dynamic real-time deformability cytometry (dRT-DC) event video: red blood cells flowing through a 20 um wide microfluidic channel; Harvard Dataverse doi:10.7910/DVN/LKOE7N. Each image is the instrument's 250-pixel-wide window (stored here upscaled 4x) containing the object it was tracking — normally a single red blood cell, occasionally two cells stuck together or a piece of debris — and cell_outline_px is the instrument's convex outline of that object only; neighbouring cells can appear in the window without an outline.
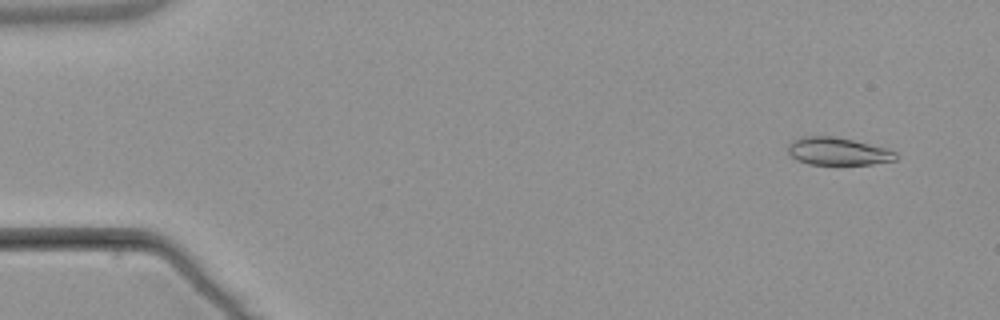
{"species": "common noctule bat (a hibernating species)", "species_latin": "Nyctalus noctula", "temperature_condition": "warm", "stored_images_in_passage": 4, "camera_frame_rate_fps": 3000, "um_per_image_px": 0.085, "animal": {"sex": "male", "body_mass_g": 21.5, "forearm_length_mm": 52.0}, "frame": {"image": 1, "passage_image": 1, "time_ms": 0.0, "image_size_px": [1000, 320], "cell_outline_px": [[900, 156], [896, 160], [872, 164], [808, 164], [796, 160], [788, 152], [788, 144], [792, 140], [804, 136], [832, 136], [852, 140], [884, 148], [896, 152]], "centroid_in_image_um": [71.2, 12.87], "position_along_channel_um": 13.8, "area_um2": 17.28}}
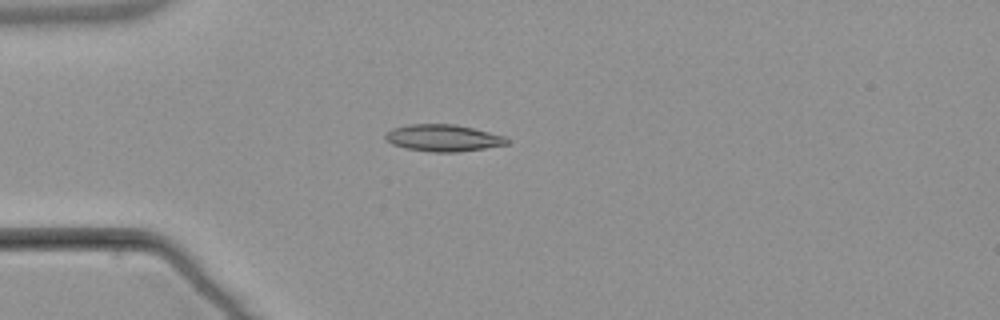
{"frame": {"image": 2, "passage_image": 4, "time_ms": 3.667, "image_size_px": [1000, 320], "cell_outline_px": [[508, 144], [484, 148], [456, 152], [432, 152], [404, 148], [392, 144], [384, 140], [384, 136], [392, 128], [408, 124], [456, 124], [504, 136], [508, 140]], "centroid_in_image_um": [37.61, 11.72], "position_along_channel_um": 47.4, "area_um2": 18.96}}